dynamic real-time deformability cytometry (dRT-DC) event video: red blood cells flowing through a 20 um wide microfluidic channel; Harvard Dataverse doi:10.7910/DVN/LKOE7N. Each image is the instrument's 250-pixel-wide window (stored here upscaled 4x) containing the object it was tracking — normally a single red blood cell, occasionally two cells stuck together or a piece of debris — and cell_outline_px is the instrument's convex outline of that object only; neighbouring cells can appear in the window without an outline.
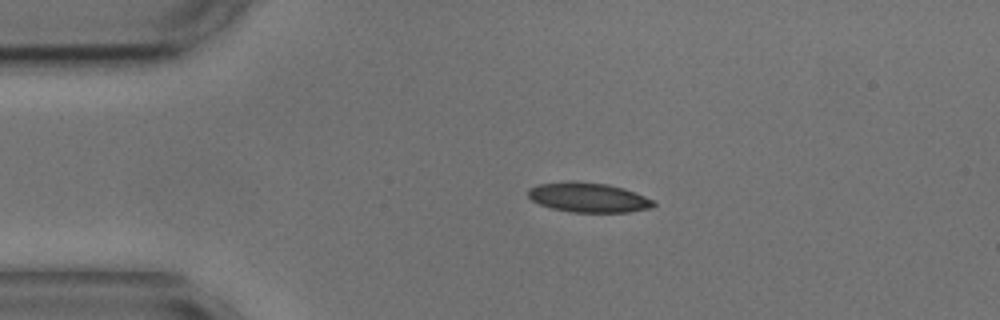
{"species": "common noctule bat (a hibernating species)", "species_latin": "Nyctalus noctula", "temperature_condition": "cold", "stored_images_in_passage": 5, "camera_frame_rate_fps": 3000, "um_per_image_px": 0.085, "animal": {"sex": "male", "body_mass_g": 17.9, "forearm_length_mm": 54.2}, "frame": {"image": 1, "passage_image": 1, "time_ms": 0.0, "image_size_px": [1000, 320], "cell_outline_px": [[656, 204], [652, 208], [628, 212], [572, 212], [552, 208], [540, 204], [532, 200], [528, 196], [528, 188], [536, 184], [568, 180], [576, 180], [608, 184], [624, 188], [644, 196], [652, 200]], "centroid_in_image_um": [49.98, 16.76], "position_along_channel_um": 35.0, "area_um2": 21.91}}